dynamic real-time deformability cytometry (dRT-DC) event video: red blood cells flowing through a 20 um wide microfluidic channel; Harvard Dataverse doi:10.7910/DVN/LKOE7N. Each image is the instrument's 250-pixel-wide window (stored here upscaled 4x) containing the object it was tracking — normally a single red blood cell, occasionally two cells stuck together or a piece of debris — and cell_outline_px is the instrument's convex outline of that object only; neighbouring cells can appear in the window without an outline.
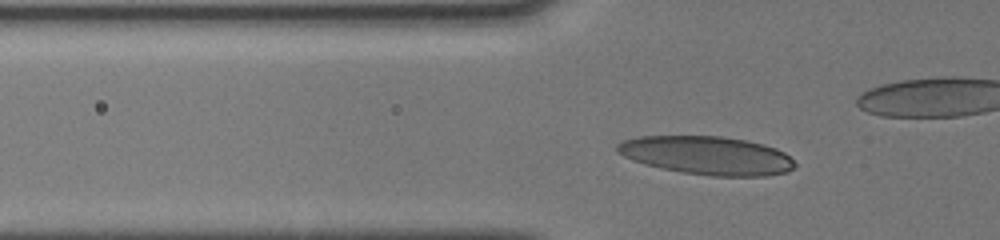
{"species": "human", "species_latin": "Homo sapiens", "temperature_condition": "cold", "stored_images_in_passage": 29, "segment_of_instrument_passage": [1, 2], "camera_frame_rate_fps": 3000, "um_per_image_px": 0.085, "donor": {"sex": "male"}, "frame": {"image": 1, "passage_image": 13, "time_ms": 4.333, "image_size_px": [1000, 240], "cell_outline_px": [[796, 164], [788, 172], [768, 176], [712, 176], [680, 172], [660, 168], [644, 164], [632, 160], [616, 152], [616, 144], [624, 140], [636, 136], [720, 136], [744, 140], [764, 144], [776, 148], [784, 152]], "centroid_in_image_um": [60.07, 13.21], "position_along_channel_um": 65.7, "area_um2": 39.94}}
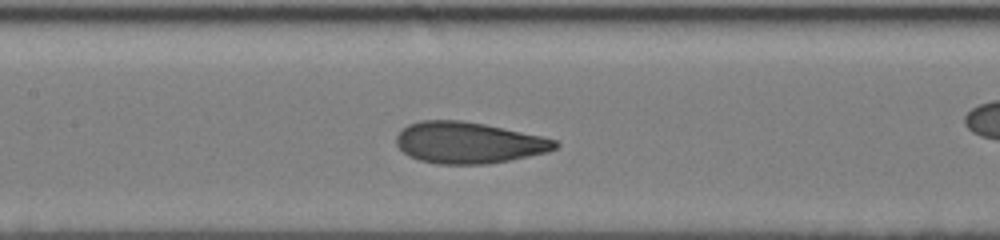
{"frame": {"image": 2, "passage_image": 19, "time_ms": 7.0, "image_size_px": [1000, 240], "cell_outline_px": [[560, 144], [556, 148], [548, 152], [488, 164], [436, 164], [420, 160], [408, 156], [396, 144], [396, 136], [400, 128], [408, 124], [420, 120], [460, 120], [484, 124], [540, 136], [556, 140]], "centroid_in_image_um": [39.78, 12.13], "position_along_channel_um": 167.6, "area_um2": 38.26}}
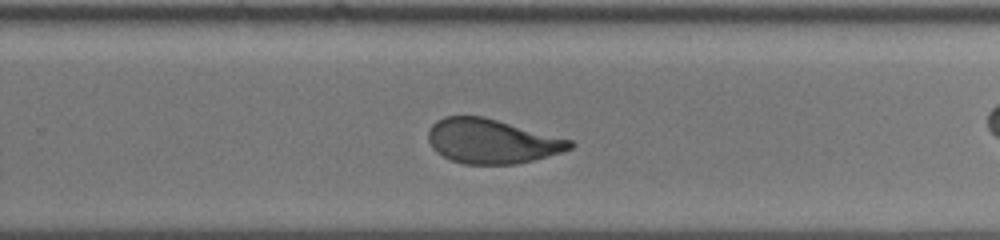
{"frame": {"image": 3, "passage_image": 27, "time_ms": 10.0, "image_size_px": [1000, 240], "cell_outline_px": [[576, 144], [572, 148], [564, 152], [516, 164], [464, 164], [452, 160], [436, 152], [432, 148], [428, 140], [428, 128], [436, 120], [444, 116], [484, 116], [572, 140]], "centroid_in_image_um": [41.8, 12.0], "position_along_channel_um": 288.0, "area_um2": 36.88}}